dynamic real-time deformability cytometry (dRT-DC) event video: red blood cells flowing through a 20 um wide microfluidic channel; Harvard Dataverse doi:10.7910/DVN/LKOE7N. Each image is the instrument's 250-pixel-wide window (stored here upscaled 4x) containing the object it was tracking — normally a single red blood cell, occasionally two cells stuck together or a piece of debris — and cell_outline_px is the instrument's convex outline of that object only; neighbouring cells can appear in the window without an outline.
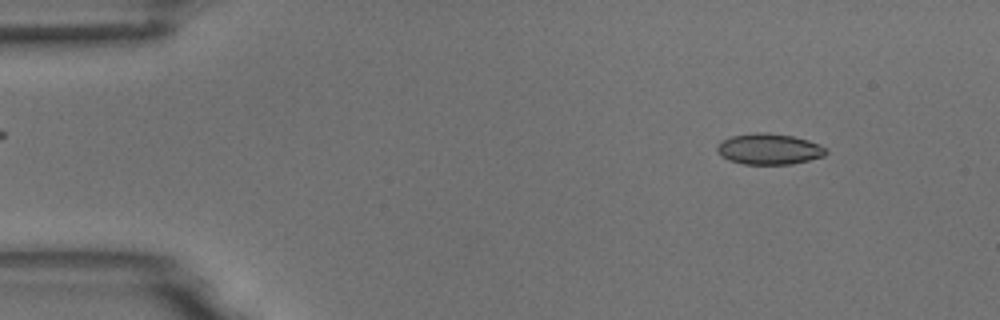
{"species": "common noctule bat (a hibernating species)", "species_latin": "Nyctalus noctula", "temperature_condition": "room temperature", "stored_images_in_passage": 54, "camera_frame_rate_fps": 3000, "um_per_image_px": 0.085, "animal": {"sex": "male", "body_mass_g": 18.8}, "frame": {"image": 1, "passage_image": 6, "time_ms": 1.667, "image_size_px": [1000, 320], "cell_outline_px": [[828, 152], [824, 156], [792, 164], [744, 164], [728, 160], [720, 156], [716, 148], [724, 140], [732, 136], [756, 132], [768, 132], [792, 136], [808, 140], [820, 144]], "centroid_in_image_um": [65.38, 12.67], "position_along_channel_um": 19.6, "area_um2": 19.54}}
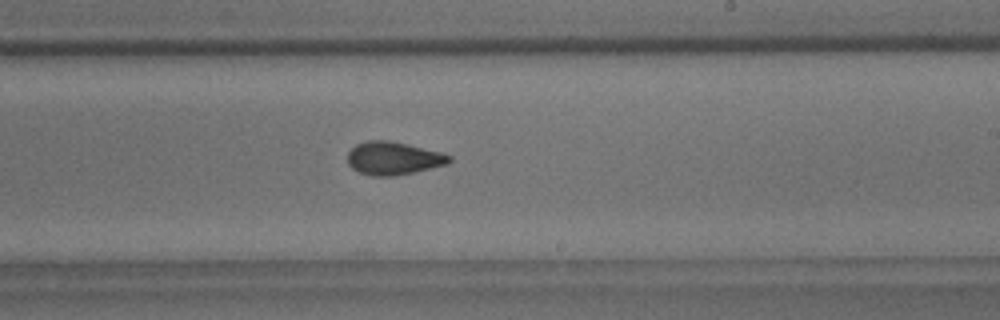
{"frame": {"image": 2, "passage_image": 32, "time_ms": 10.333, "image_size_px": [1000, 320], "cell_outline_px": [[452, 160], [448, 164], [412, 172], [392, 176], [372, 176], [360, 172], [352, 168], [348, 164], [348, 152], [356, 144], [368, 140], [388, 140], [408, 144], [444, 152], [452, 156]], "centroid_in_image_um": [33.46, 13.44], "position_along_channel_um": 255.5, "area_um2": 19.65}}
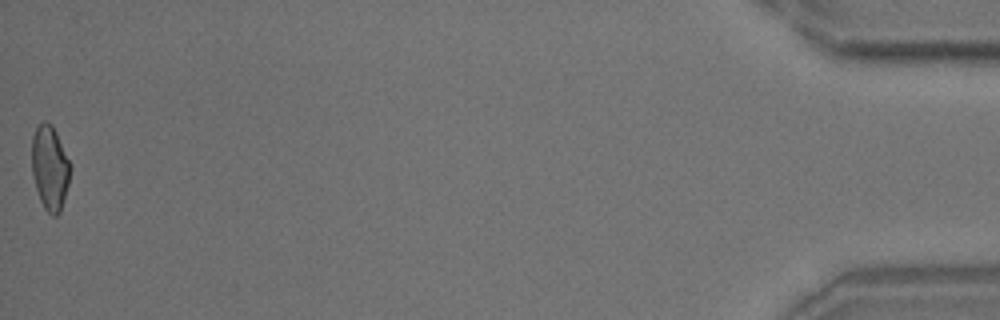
{"frame": {"image": 3, "passage_image": 54, "time_ms": 17.667, "image_size_px": [1000, 320], "cell_outline_px": [[72, 168], [68, 184], [60, 212], [56, 216], [52, 216], [44, 208], [40, 200], [36, 188], [32, 172], [32, 136], [36, 124], [44, 120], [52, 124], [72, 164]], "centroid_in_image_um": [4.25, 14.22], "position_along_channel_um": 431.0, "area_um2": 19.25}, "authors_computed_cell_mechanics": {"area_um2": 19.4208, "velocity_mm_per_s": 3.7206, "shape_relaxation_time_tau1_ms": 8.1507, "shape_relaxation_time_tau2_ms": 1.7111, "deformation_change_tau1": 0.1524, "deformation_change_tau2": 0.0654}}